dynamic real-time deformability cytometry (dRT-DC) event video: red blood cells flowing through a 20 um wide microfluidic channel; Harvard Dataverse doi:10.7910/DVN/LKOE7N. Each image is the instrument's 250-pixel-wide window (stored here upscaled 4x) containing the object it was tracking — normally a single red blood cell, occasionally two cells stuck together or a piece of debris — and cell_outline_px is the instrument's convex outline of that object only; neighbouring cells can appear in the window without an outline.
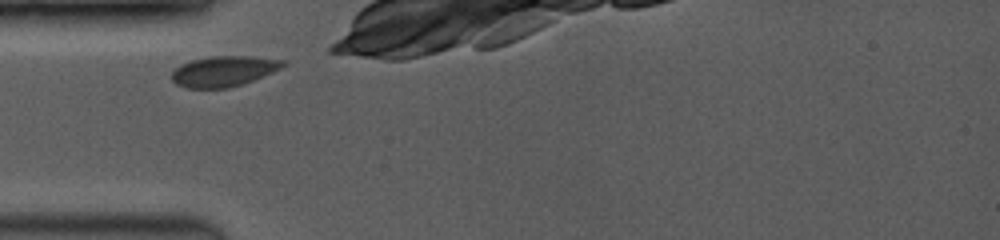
{"species": "common noctule bat (a hibernating species)", "species_latin": "Nyctalus noctula", "temperature_condition": "room temperature", "stored_images_in_passage": 31, "camera_frame_rate_fps": 3500, "um_per_image_px": 0.085, "animal": {"sex": "female", "body_mass_g": 19.0, "forearm_length_mm": 53.3}, "frame": {"image": 1, "passage_image": 1, "time_ms": 0.0, "image_size_px": [1000, 240], "cell_outline_px": [[288, 64], [272, 72], [252, 80], [228, 88], [188, 88], [176, 84], [172, 80], [172, 72], [180, 64], [192, 60], [212, 56], [252, 56], [288, 60]], "centroid_in_image_um": [19.04, 6.04], "position_along_channel_um": 66.0, "area_um2": 19.71}}
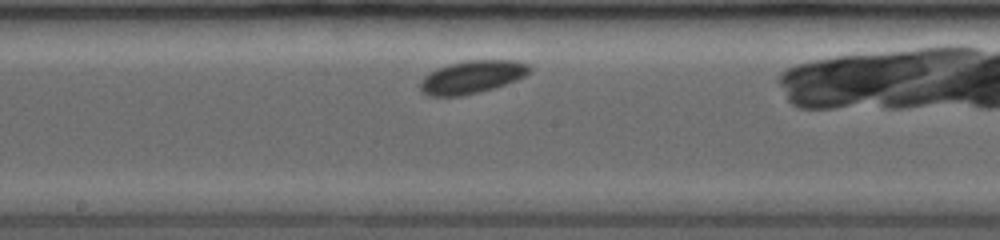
{"frame": {"image": 2, "passage_image": 13, "time_ms": 3.714, "image_size_px": [1000, 240], "cell_outline_px": [[532, 68], [524, 76], [516, 80], [496, 88], [480, 92], [460, 96], [428, 96], [420, 92], [420, 80], [428, 72], [448, 64], [468, 60], [516, 60], [528, 64]], "centroid_in_image_um": [40.09, 6.55], "position_along_channel_um": 208.1, "area_um2": 21.15}}
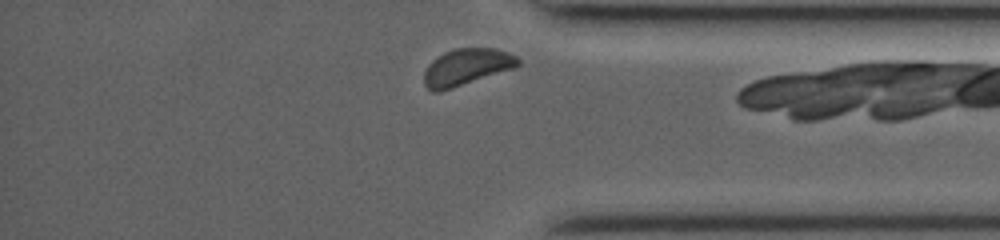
{"frame": {"image": 3, "passage_image": 30, "time_ms": 8.571, "image_size_px": [1000, 240], "cell_outline_px": [[520, 64], [516, 68], [440, 92], [432, 92], [424, 84], [424, 72], [428, 64], [432, 60], [444, 52], [456, 48], [492, 48], [508, 52], [516, 56], [520, 60]], "centroid_in_image_um": [39.66, 5.7], "position_along_channel_um": 395.5, "area_um2": 20.23}}